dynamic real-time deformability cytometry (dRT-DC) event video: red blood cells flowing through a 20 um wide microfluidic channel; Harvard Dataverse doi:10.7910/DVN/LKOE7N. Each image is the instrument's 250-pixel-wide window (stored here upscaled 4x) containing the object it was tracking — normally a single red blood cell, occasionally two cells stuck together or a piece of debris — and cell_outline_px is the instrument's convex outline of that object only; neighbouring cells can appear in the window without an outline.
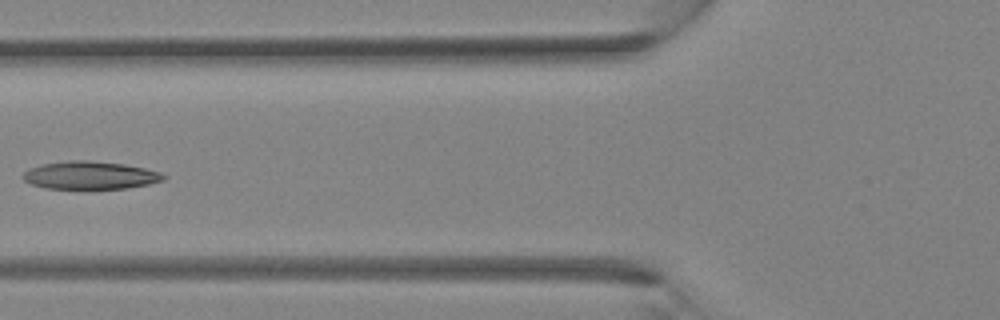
{"species": "Egyptian fruit bat (a non-hibernating species)", "species_latin": "Rousettus aegyptiacus", "temperature_condition": "room temperature", "stored_images_in_passage": 5, "camera_frame_rate_fps": 3000, "um_per_image_px": 0.085, "animal": {"sex": "female"}, "frame": {"image": 1, "passage_image": 5, "time_ms": 4.333, "image_size_px": [1000, 320], "cell_outline_px": [[168, 176], [164, 180], [148, 184], [128, 188], [44, 188], [32, 184], [24, 180], [20, 176], [28, 168], [40, 164], [68, 160], [88, 160], [124, 164], [144, 168], [160, 172]], "centroid_in_image_um": [7.64, 14.89], "position_along_channel_um": 118.2, "area_um2": 22.89}}